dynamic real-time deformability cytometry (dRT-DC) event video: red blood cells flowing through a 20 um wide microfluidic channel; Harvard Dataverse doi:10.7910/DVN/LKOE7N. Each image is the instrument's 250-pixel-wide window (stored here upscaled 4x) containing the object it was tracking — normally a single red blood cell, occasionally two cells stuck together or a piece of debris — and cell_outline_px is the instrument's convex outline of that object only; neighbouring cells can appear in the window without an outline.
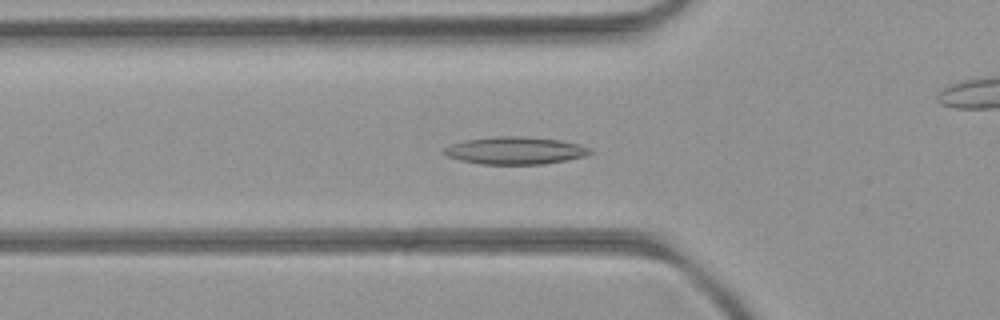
{"species": "common noctule bat (a hibernating species)", "species_latin": "Nyctalus noctula", "temperature_condition": "room temperature", "stored_images_in_passage": 54, "camera_frame_rate_fps": 3000, "um_per_image_px": 0.085, "animal": {"sex": "female", "body_mass_g": 21.9}, "frame": {"image": 1, "passage_image": 18, "time_ms": 5.667, "image_size_px": [1000, 320], "cell_outline_px": [[592, 152], [584, 156], [544, 164], [480, 164], [460, 160], [448, 156], [440, 152], [444, 148], [452, 144], [464, 140], [496, 136], [524, 136], [560, 140], [580, 144], [588, 148]], "centroid_in_image_um": [43.75, 12.79], "position_along_channel_um": 82.1, "area_um2": 23.29}}
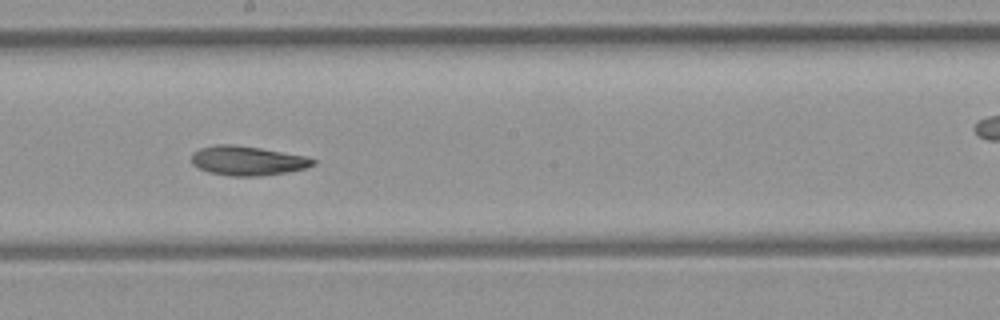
{"frame": {"image": 2, "passage_image": 29, "time_ms": 9.333, "image_size_px": [1000, 320], "cell_outline_px": [[316, 164], [304, 168], [288, 172], [260, 176], [228, 176], [208, 172], [192, 164], [192, 156], [200, 148], [216, 144], [232, 144], [260, 148], [308, 156], [316, 160]], "centroid_in_image_um": [21.07, 13.66], "position_along_channel_um": 227.1, "area_um2": 20.81}}
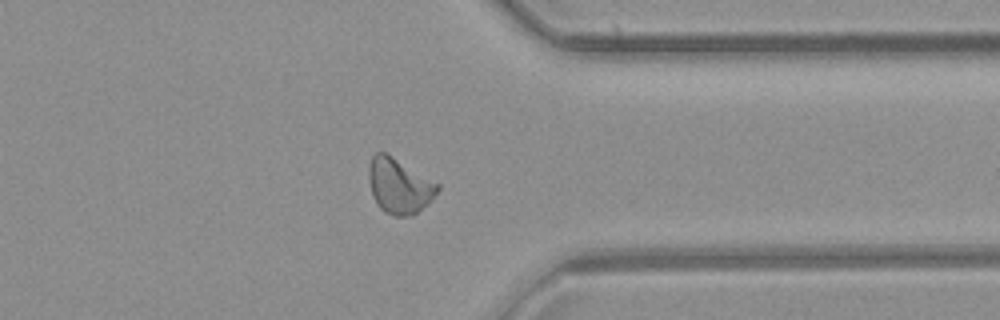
{"frame": {"image": 3, "passage_image": 41, "time_ms": 13.333, "image_size_px": [1000, 320], "cell_outline_px": [[440, 188], [432, 200], [412, 216], [392, 216], [384, 212], [380, 208], [372, 196], [368, 180], [368, 168], [372, 156], [376, 152], [384, 152], [392, 156], [440, 184]], "centroid_in_image_um": [33.92, 15.81], "position_along_channel_um": 377.5, "area_um2": 22.25}, "authors_computed_cell_mechanics": {"area_um2": 21.5016, "velocity_mm_per_s": 3.9271, "shape_relaxation_time_tau1_ms": 8.3306, "shape_relaxation_time_tau2_ms": 4.3711, "deformation_change_tau1": 0.1882, "deformation_change_tau2": 0.1115}}